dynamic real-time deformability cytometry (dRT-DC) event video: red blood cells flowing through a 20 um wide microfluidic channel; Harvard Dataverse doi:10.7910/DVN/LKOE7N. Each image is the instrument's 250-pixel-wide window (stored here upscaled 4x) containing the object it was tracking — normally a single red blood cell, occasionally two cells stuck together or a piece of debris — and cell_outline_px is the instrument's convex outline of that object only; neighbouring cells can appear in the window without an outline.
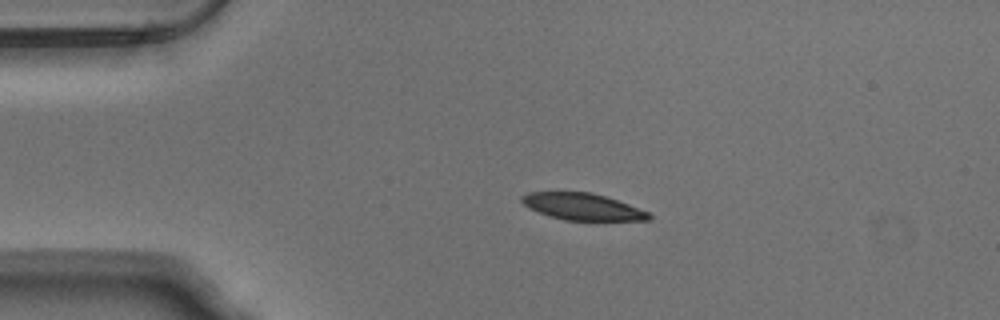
{"species": "Egyptian fruit bat (a non-hibernating species)", "species_latin": "Rousettus aegyptiacus", "temperature_condition": "warm", "stored_images_in_passage": 43, "camera_frame_rate_fps": 3000, "um_per_image_px": 0.085, "animal": {"sex": "male"}, "frame": {"image": 1, "passage_image": 1, "time_ms": 0.0, "image_size_px": [1000, 320], "cell_outline_px": [[652, 216], [648, 220], [564, 220], [548, 216], [528, 208], [520, 200], [520, 196], [528, 192], [588, 192], [604, 196], [628, 204], [648, 212]], "centroid_in_image_um": [49.45, 17.57], "position_along_channel_um": 35.6, "area_um2": 19.65}}
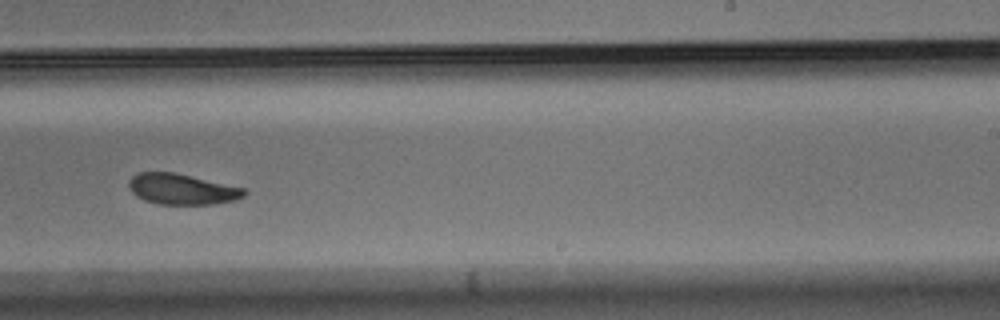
{"frame": {"image": 2, "passage_image": 23, "time_ms": 7.333, "image_size_px": [1000, 320], "cell_outline_px": [[248, 192], [244, 196], [236, 200], [212, 204], [156, 204], [144, 200], [136, 196], [128, 188], [128, 180], [132, 176], [140, 172], [176, 172], [244, 188]], "centroid_in_image_um": [15.45, 16.07], "position_along_channel_um": 273.6, "area_um2": 20.81}}
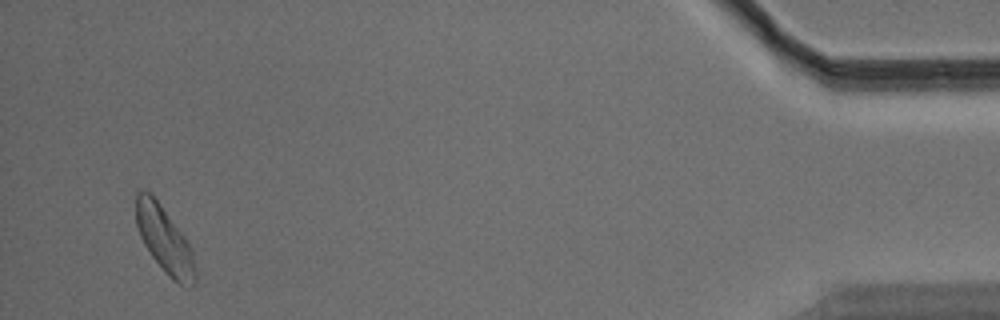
{"frame": {"image": 3, "passage_image": 41, "time_ms": 13.333, "image_size_px": [1000, 320], "cell_outline_px": [[196, 280], [192, 284], [180, 284], [172, 280], [168, 276], [152, 256], [144, 244], [140, 236], [136, 224], [136, 192], [152, 192], [188, 240], [192, 248], [196, 268]], "centroid_in_image_um": [14.0, 20.36], "position_along_channel_um": 421.2, "area_um2": 23.0}, "authors_computed_cell_mechanics": {"area_um2": 21.8484, "velocity_mm_per_s": 3.7701, "shape_relaxation_time_tau1_ms": 3.0429, "shape_relaxation_time_tau2_ms": 5.1034, "deformation_change_tau1": 0.1234, "deformation_change_tau2": 0.0882}}